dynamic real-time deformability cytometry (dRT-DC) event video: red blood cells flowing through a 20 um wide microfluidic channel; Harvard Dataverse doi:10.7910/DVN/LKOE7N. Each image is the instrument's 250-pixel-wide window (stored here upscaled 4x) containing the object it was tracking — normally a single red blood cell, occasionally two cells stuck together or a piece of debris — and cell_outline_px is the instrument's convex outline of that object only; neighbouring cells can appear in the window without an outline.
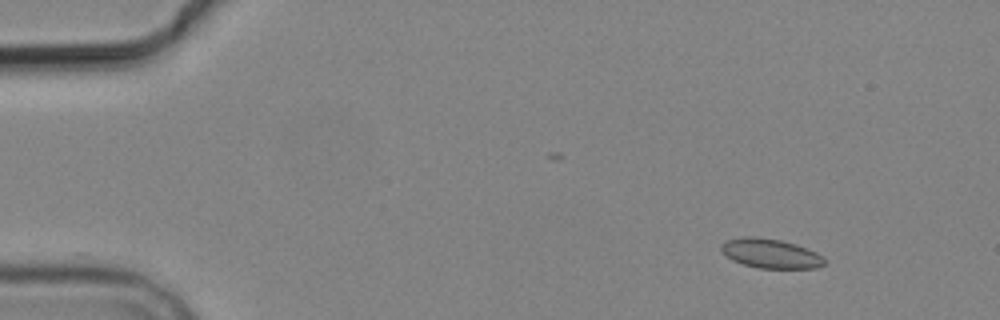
{"species": "common noctule bat (a hibernating species)", "species_latin": "Nyctalus noctula", "temperature_condition": "cold", "stored_images_in_passage": 5, "camera_frame_rate_fps": 3000, "um_per_image_px": 0.085, "animal": {"sex": "male", "body_mass_g": 19.2, "forearm_length_mm": 51.8}, "frame": {"image": 1, "passage_image": 2, "time_ms": 1.333, "image_size_px": [1000, 320], "cell_outline_px": [[824, 264], [816, 268], [760, 268], [744, 264], [732, 260], [720, 248], [720, 244], [724, 240], [744, 236], [752, 236], [780, 240], [796, 244], [816, 252], [824, 256]], "centroid_in_image_um": [65.49, 21.53], "position_along_channel_um": 19.5, "area_um2": 17.63}}
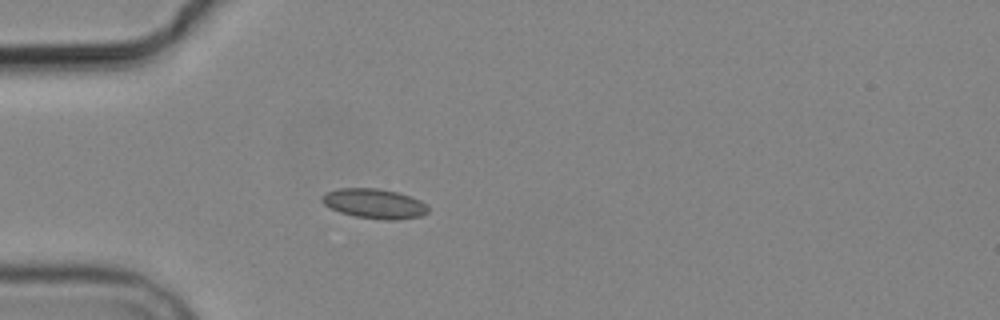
{"frame": {"image": 2, "passage_image": 5, "time_ms": 4.667, "image_size_px": [1000, 320], "cell_outline_px": [[428, 212], [420, 216], [396, 220], [380, 220], [356, 216], [340, 212], [324, 204], [320, 200], [320, 196], [328, 192], [340, 188], [376, 188], [396, 192], [420, 200], [428, 208]], "centroid_in_image_um": [31.8, 17.31], "position_along_channel_um": 53.2, "area_um2": 18.21}}